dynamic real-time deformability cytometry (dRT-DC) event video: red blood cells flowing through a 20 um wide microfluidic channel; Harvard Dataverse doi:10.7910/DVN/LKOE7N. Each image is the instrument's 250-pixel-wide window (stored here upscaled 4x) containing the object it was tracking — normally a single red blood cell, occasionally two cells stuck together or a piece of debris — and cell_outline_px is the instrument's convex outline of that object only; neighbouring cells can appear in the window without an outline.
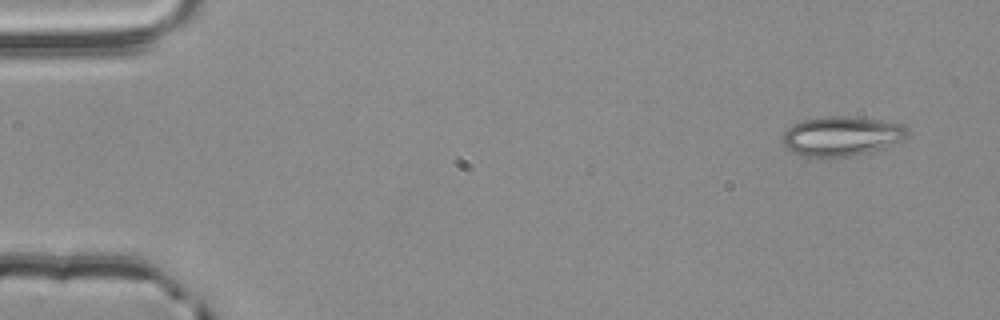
{"species": "common noctule bat (a hibernating species)", "species_latin": "Nyctalus noctula", "temperature_condition": "room temperature", "stored_images_in_passage": 4, "camera_frame_rate_fps": 3000, "um_per_image_px": 0.085, "animal": {"sex": "male", "body_mass_g": 20.4}, "frame": {"image": 1, "passage_image": 1, "time_ms": 0.0, "image_size_px": [1000, 320], "cell_outline_px": [[908, 136], [904, 140], [852, 156], [828, 160], [804, 156], [792, 152], [780, 140], [784, 132], [792, 124], [804, 120], [820, 116], [852, 116], [880, 120], [904, 124], [908, 128]], "centroid_in_image_um": [71.49, 11.58], "position_along_channel_um": 13.5, "area_um2": 29.36}}